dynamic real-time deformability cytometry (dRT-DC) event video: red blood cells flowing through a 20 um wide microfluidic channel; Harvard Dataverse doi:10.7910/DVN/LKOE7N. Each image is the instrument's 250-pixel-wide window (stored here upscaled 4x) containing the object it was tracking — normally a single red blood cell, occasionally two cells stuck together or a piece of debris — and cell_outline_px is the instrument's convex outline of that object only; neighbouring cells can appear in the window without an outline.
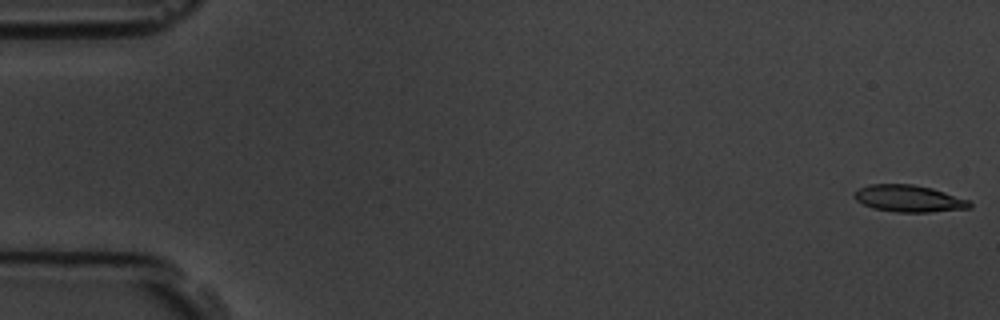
{"species": "common noctule bat (a hibernating species)", "species_latin": "Nyctalus noctula", "temperature_condition": "room temperature", "stored_images_in_passage": 6, "camera_frame_rate_fps": 3000, "um_per_image_px": 0.085, "animal": {"sex": "male", "body_mass_g": 19.5, "forearm_length_mm": 54.6}, "frame": {"image": 1, "passage_image": 1, "time_ms": 0.0, "image_size_px": [1000, 320], "cell_outline_px": [[972, 208], [928, 212], [896, 212], [872, 208], [856, 200], [852, 196], [852, 192], [868, 184], [912, 184], [932, 188], [968, 200], [972, 204]], "centroid_in_image_um": [77.21, 16.87], "position_along_channel_um": 7.8, "area_um2": 18.09}}
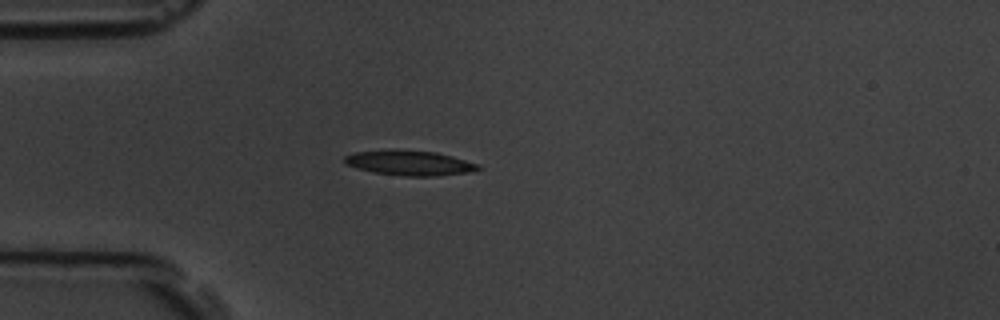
{"frame": {"image": 2, "passage_image": 5, "time_ms": 4.667, "image_size_px": [1000, 320], "cell_outline_px": [[480, 168], [468, 172], [436, 176], [404, 176], [376, 172], [356, 168], [344, 164], [344, 156], [352, 152], [396, 148], [436, 152], [452, 156], [480, 164]], "centroid_in_image_um": [34.76, 13.82], "position_along_channel_um": 50.2, "area_um2": 19.71}}